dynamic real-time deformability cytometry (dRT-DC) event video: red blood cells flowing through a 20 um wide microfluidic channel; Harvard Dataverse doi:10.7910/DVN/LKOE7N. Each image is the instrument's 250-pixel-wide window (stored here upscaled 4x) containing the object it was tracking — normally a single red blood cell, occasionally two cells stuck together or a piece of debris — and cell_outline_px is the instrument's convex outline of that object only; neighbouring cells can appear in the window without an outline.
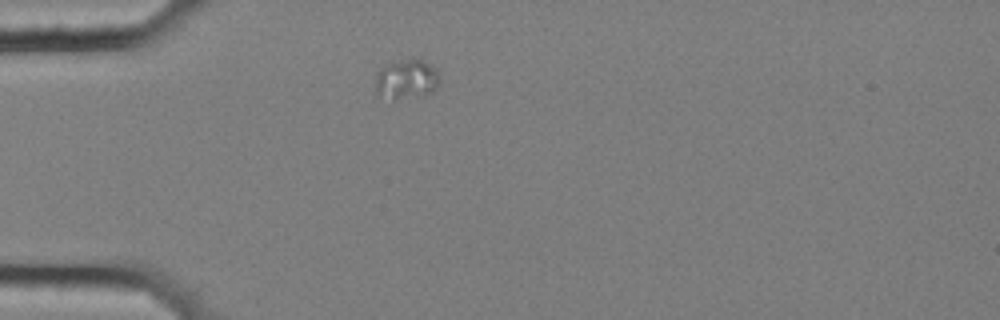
{"species": "common noctule bat (a hibernating species)", "species_latin": "Nyctalus noctula", "temperature_condition": "cold", "stored_images_in_passage": 44, "camera_frame_rate_fps": 3000, "um_per_image_px": 0.085, "animal": {"sex": "female", "body_mass_g": 25.1}, "frame": {"image": 1, "passage_image": 1, "time_ms": 0.0, "image_size_px": [1000, 320], "cell_outline_px": [[440, 80], [436, 88], [432, 92], [420, 96], [392, 100], [376, 96], [376, 72], [380, 68], [392, 60], [412, 56], [420, 56], [436, 68]], "centroid_in_image_um": [34.54, 6.68], "position_along_channel_um": 50.5, "area_um2": 15.84}}
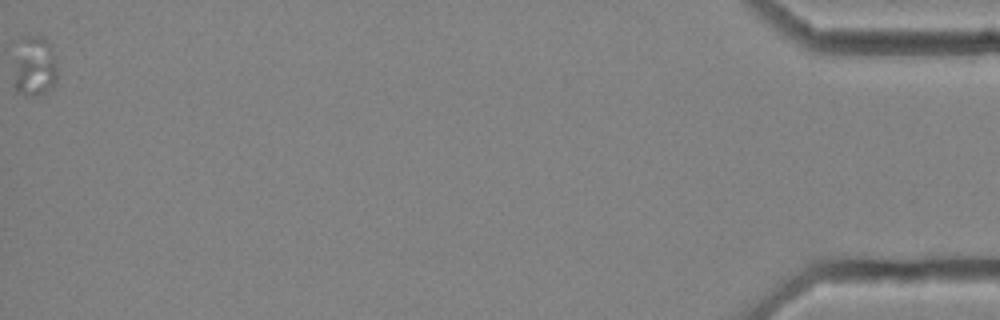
{"frame": {"image": 2, "passage_image": 44, "time_ms": 14.333, "image_size_px": [1000, 320], "cell_outline_px": [[56, 84], [44, 92], [32, 96], [16, 92], [12, 60], [20, 36], [44, 36], [52, 44], [56, 56]], "centroid_in_image_um": [2.91, 5.56], "position_along_channel_um": 432.3, "area_um2": 16.07}}